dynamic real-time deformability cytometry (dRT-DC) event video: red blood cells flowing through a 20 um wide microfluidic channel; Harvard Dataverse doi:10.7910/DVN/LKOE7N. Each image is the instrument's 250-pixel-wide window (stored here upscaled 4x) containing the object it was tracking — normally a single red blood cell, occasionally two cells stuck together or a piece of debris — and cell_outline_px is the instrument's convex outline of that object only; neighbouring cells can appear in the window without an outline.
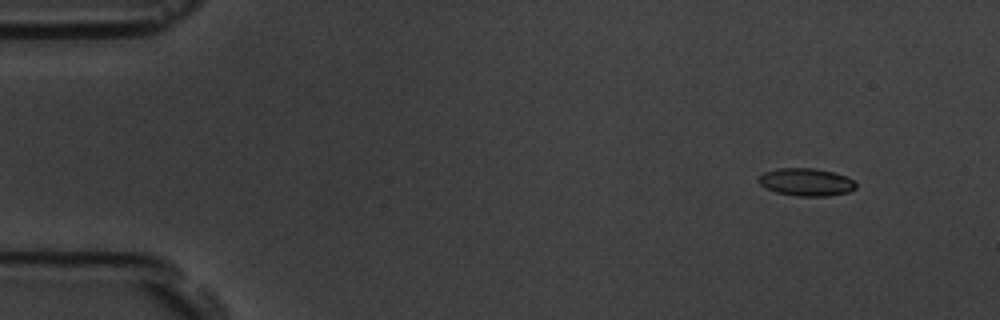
{"species": "common noctule bat (a hibernating species)", "species_latin": "Nyctalus noctula", "temperature_condition": "room temperature", "stored_images_in_passage": 6, "camera_frame_rate_fps": 3000, "um_per_image_px": 0.085, "animal": {"sex": "male", "body_mass_g": 19.5, "forearm_length_mm": 54.6}, "frame": {"image": 1, "passage_image": 1, "time_ms": 0.0, "image_size_px": [1000, 320], "cell_outline_px": [[856, 188], [848, 192], [828, 196], [796, 196], [776, 192], [760, 184], [756, 180], [764, 172], [776, 168], [812, 168], [832, 172], [848, 176], [856, 184]], "centroid_in_image_um": [68.52, 15.47], "position_along_channel_um": 16.5, "area_um2": 15.66}}
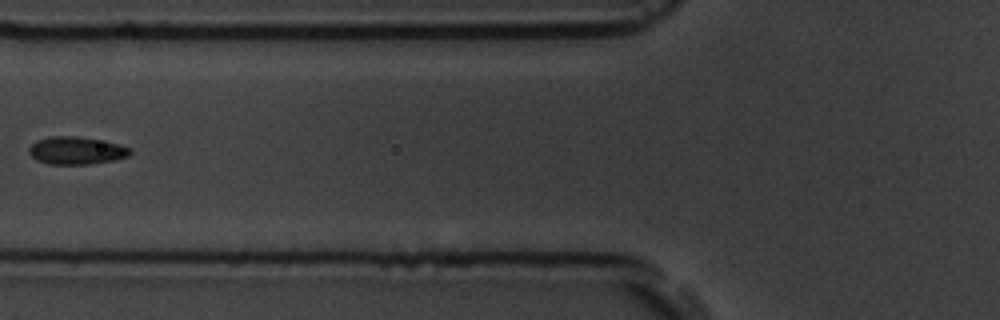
{"frame": {"image": 2, "passage_image": 5, "time_ms": 5.667, "image_size_px": [1000, 320], "cell_outline_px": [[132, 152], [128, 156], [116, 160], [88, 164], [52, 164], [36, 160], [28, 152], [28, 148], [36, 140], [52, 136], [76, 136], [120, 144], [132, 148]], "centroid_in_image_um": [6.5, 12.8], "position_along_channel_um": 119.3, "area_um2": 16.3}}
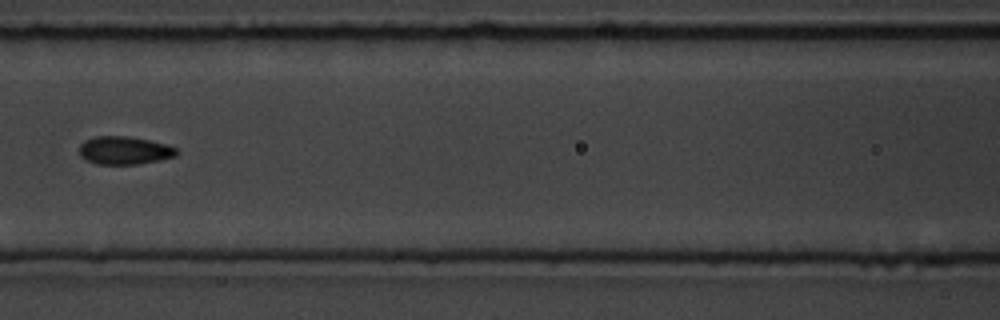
{"frame": {"image": 3, "passage_image": 6, "time_ms": 6.667, "image_size_px": [1000, 320], "cell_outline_px": [[180, 152], [176, 156], [160, 160], [136, 164], [96, 164], [84, 160], [80, 156], [80, 144], [84, 140], [96, 136], [124, 136], [148, 140], [168, 144], [176, 148]], "centroid_in_image_um": [10.57, 12.79], "position_along_channel_um": 156.0, "area_um2": 16.01}}